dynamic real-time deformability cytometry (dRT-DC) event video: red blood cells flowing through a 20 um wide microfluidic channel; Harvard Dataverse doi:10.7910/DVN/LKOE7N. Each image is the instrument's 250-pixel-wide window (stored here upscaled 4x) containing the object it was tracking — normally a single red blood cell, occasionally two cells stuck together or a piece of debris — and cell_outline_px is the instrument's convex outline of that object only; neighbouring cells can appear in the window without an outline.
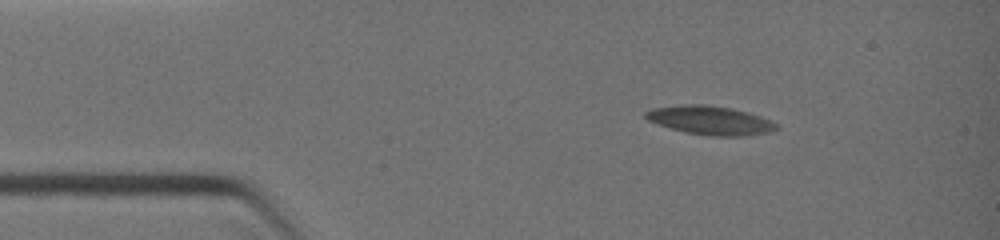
{"species": "common noctule bat (a hibernating species)", "species_latin": "Nyctalus noctula", "temperature_condition": "warm", "stored_images_in_passage": 39, "camera_frame_rate_fps": 3000, "um_per_image_px": 0.085, "animal": {"sex": "female", "body_mass_g": 19.0, "forearm_length_mm": 51.5}, "frame": {"image": 1, "passage_image": 6, "time_ms": 1.667, "image_size_px": [1000, 240], "cell_outline_px": [[776, 128], [768, 132], [744, 136], [708, 136], [684, 132], [656, 124], [648, 120], [644, 116], [644, 112], [652, 108], [684, 104], [704, 104], [732, 108], [748, 112], [760, 116], [776, 124]], "centroid_in_image_um": [60.3, 10.22], "position_along_channel_um": 24.7, "area_um2": 21.91}}
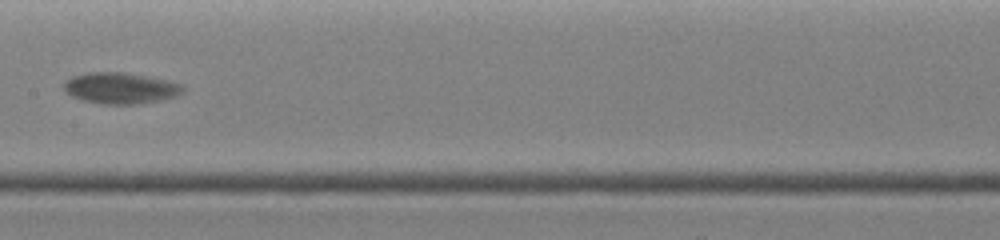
{"frame": {"image": 2, "passage_image": 20, "time_ms": 6.333, "image_size_px": [1000, 240], "cell_outline_px": [[184, 92], [176, 96], [160, 100], [136, 104], [104, 104], [84, 100], [72, 96], [64, 92], [64, 80], [72, 76], [88, 72], [124, 72], [168, 80], [184, 84]], "centroid_in_image_um": [10.25, 7.48], "position_along_channel_um": 197.2, "area_um2": 21.73}}
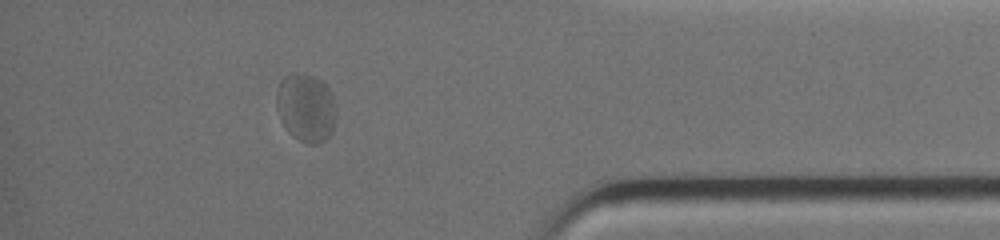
{"frame": {"image": 3, "passage_image": 34, "time_ms": 11.0, "image_size_px": [1000, 240], "cell_outline_px": [[336, 116], [332, 132], [324, 140], [316, 144], [308, 144], [300, 140], [288, 132], [280, 120], [276, 108], [276, 92], [280, 80], [284, 76], [304, 72], [316, 76], [332, 92], [336, 112]], "centroid_in_image_um": [25.99, 9.13], "position_along_channel_um": 409.2, "area_um2": 24.04}}